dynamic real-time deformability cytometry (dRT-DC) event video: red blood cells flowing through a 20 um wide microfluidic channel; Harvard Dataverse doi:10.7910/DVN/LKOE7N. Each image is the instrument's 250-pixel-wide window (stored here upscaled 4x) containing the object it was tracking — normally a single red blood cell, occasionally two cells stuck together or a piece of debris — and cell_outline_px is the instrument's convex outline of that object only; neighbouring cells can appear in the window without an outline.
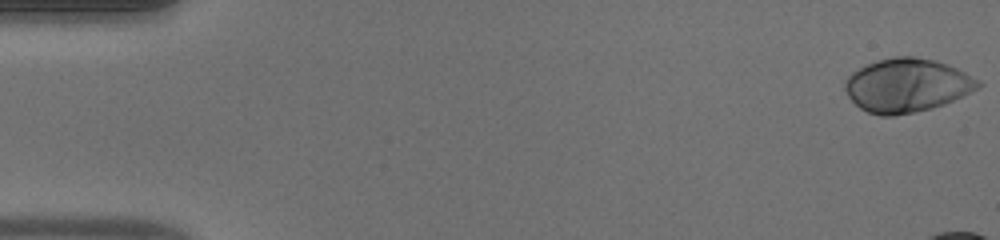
{"species": "human", "species_latin": "Homo sapiens", "temperature_condition": "warm", "stored_images_in_passage": 14, "camera_frame_rate_fps": 3000, "um_per_image_px": 0.085, "donor": {"sex": "male"}, "frame": {"image": 1, "passage_image": 1, "time_ms": 0.0, "image_size_px": [1000, 240], "cell_outline_px": [[984, 84], [944, 104], [932, 108], [892, 116], [880, 116], [868, 112], [860, 108], [848, 96], [844, 88], [844, 80], [852, 72], [876, 60], [892, 56], [916, 56], [936, 60], [948, 64], [980, 80]], "centroid_in_image_um": [77.06, 7.23], "position_along_channel_um": 7.9, "area_um2": 41.5}}
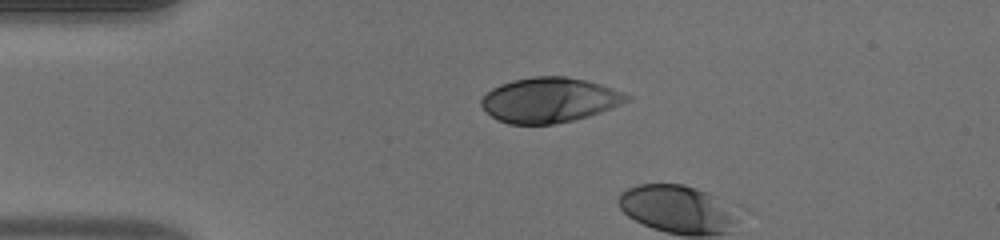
{"frame": {"image": 2, "passage_image": 12, "time_ms": 3.667, "image_size_px": [1000, 240], "cell_outline_px": [[632, 100], [600, 112], [588, 116], [572, 120], [552, 124], [508, 124], [492, 116], [480, 104], [480, 100], [492, 88], [500, 84], [512, 80], [532, 76], [564, 76], [584, 80], [600, 84], [612, 88], [632, 96]], "centroid_in_image_um": [46.71, 8.49], "position_along_channel_um": 38.3, "area_um2": 37.92}}